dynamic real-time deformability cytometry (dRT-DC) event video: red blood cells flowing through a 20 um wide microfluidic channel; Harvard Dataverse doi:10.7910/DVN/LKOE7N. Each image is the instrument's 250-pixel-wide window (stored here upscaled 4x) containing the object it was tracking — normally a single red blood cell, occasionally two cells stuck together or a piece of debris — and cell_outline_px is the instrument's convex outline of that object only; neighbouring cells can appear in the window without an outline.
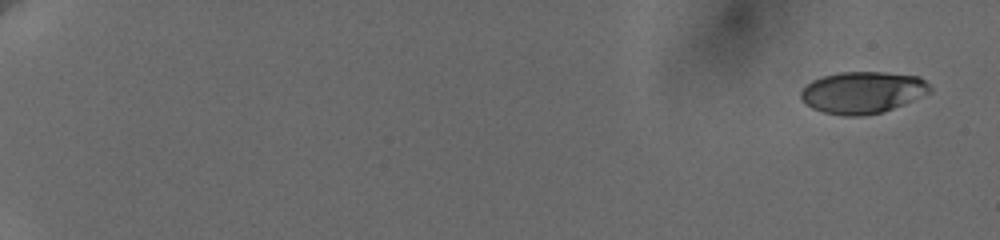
{"species": "human", "species_latin": "Homo sapiens", "temperature_condition": "cold", "stored_images_in_passage": 36, "camera_frame_rate_fps": 3000, "um_per_image_px": 0.085, "donor": {"sex": "female"}, "frame": {"image": 1, "passage_image": 1, "time_ms": 0.0, "image_size_px": [1000, 240], "cell_outline_px": [[932, 92], [904, 104], [880, 112], [860, 116], [844, 116], [824, 112], [812, 108], [804, 104], [800, 96], [800, 92], [812, 80], [824, 76], [840, 72], [884, 72], [920, 76], [932, 88]], "centroid_in_image_um": [73.33, 7.85], "position_along_channel_um": 11.7, "area_um2": 31.44}}
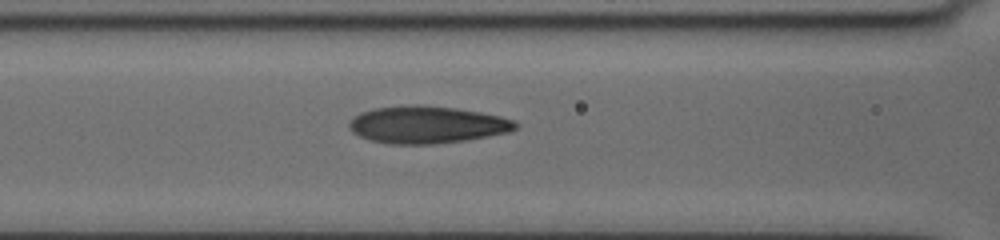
{"frame": {"image": 2, "passage_image": 26, "time_ms": 9.0, "image_size_px": [1000, 240], "cell_outline_px": [[520, 124], [516, 128], [508, 132], [488, 136], [464, 140], [432, 144], [388, 144], [368, 140], [352, 132], [348, 128], [348, 124], [352, 116], [360, 112], [376, 108], [412, 104], [420, 104], [456, 108], [480, 112], [500, 116], [516, 120]], "centroid_in_image_um": [36.27, 10.59], "position_along_channel_um": 130.3, "area_um2": 36.41}}
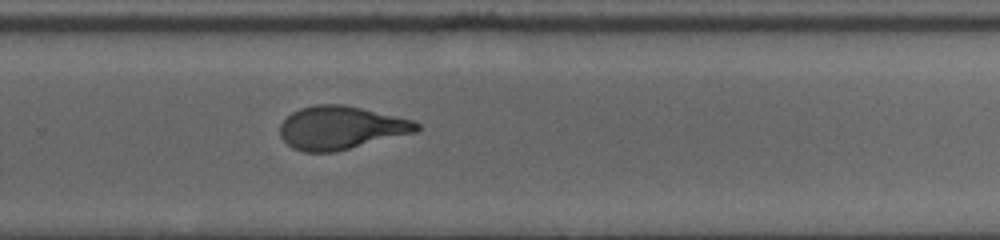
{"frame": {"image": 3, "passage_image": 36, "time_ms": 13.667, "image_size_px": [1000, 240], "cell_outline_px": [[420, 128], [416, 132], [336, 152], [304, 152], [292, 148], [280, 136], [280, 124], [292, 112], [300, 108], [316, 104], [344, 104], [412, 120], [420, 124]], "centroid_in_image_um": [28.96, 10.86], "position_along_channel_um": 300.8, "area_um2": 34.33}}